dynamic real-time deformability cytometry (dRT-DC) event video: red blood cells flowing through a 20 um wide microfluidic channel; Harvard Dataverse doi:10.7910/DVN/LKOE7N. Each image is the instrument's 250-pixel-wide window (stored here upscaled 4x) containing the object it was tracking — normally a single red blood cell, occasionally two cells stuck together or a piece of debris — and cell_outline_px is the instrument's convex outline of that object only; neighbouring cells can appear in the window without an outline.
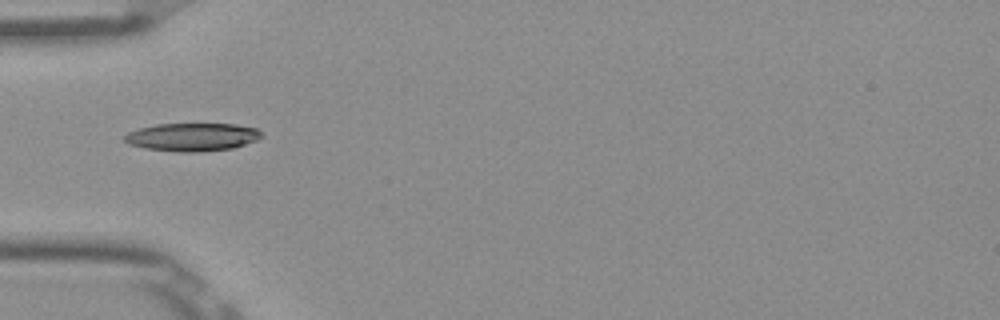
{"species": "Egyptian fruit bat (a non-hibernating species)", "species_latin": "Rousettus aegyptiacus", "temperature_condition": "room temperature", "stored_images_in_passage": 36, "camera_frame_rate_fps": 3000, "um_per_image_px": 0.085, "frame": {"image": 1, "passage_image": 1, "time_ms": 0.0, "image_size_px": [1000, 320], "cell_outline_px": [[264, 136], [256, 140], [232, 148], [196, 152], [180, 152], [144, 148], [128, 144], [124, 140], [124, 136], [128, 132], [140, 128], [156, 124], [236, 124], [256, 128]], "centroid_in_image_um": [16.33, 11.64], "position_along_channel_um": 68.7, "area_um2": 22.31}}
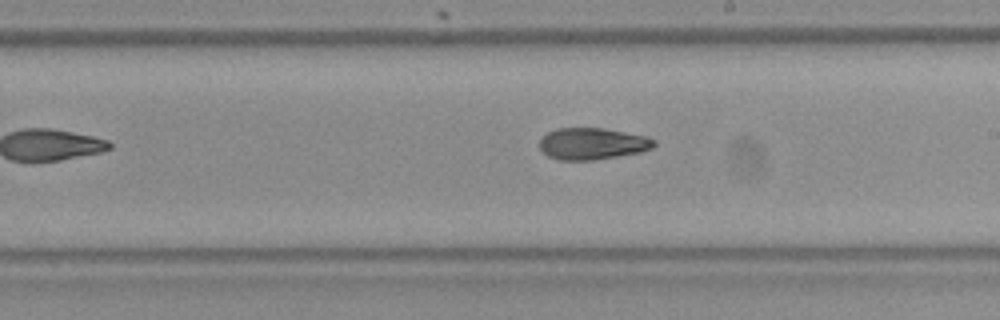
{"frame": {"image": 2, "passage_image": 14, "time_ms": 4.333, "image_size_px": [1000, 320], "cell_outline_px": [[656, 144], [652, 148], [640, 152], [592, 160], [560, 160], [548, 156], [540, 148], [540, 140], [548, 132], [556, 128], [604, 128], [648, 136], [656, 140]], "centroid_in_image_um": [50.37, 12.2], "position_along_channel_um": 238.6, "area_um2": 21.1}}
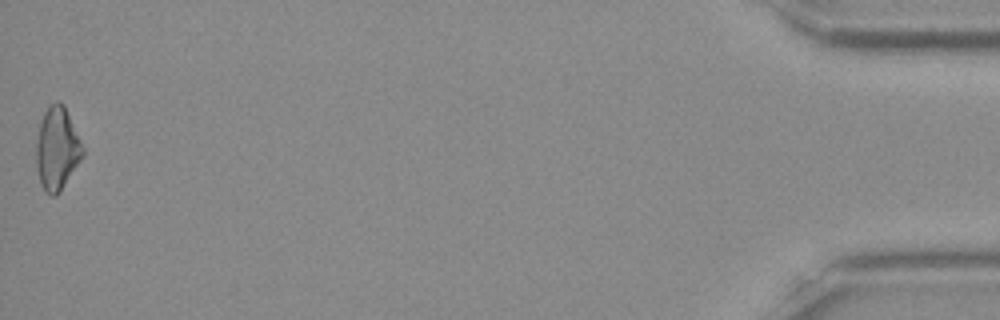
{"frame": {"image": 3, "passage_image": 36, "time_ms": 11.667, "image_size_px": [1000, 320], "cell_outline_px": [[84, 156], [60, 192], [56, 196], [52, 196], [44, 192], [40, 184], [36, 168], [36, 144], [40, 124], [44, 112], [48, 104], [56, 100], [64, 104], [84, 148]], "centroid_in_image_um": [4.85, 12.65], "position_along_channel_um": 430.4, "area_um2": 22.77}, "authors_computed_cell_mechanics": {"area_um2": 21.7039, "velocity_mm_per_s": 3.9124, "shape_relaxation_time_tau1_ms": null, "shape_relaxation_time_tau2_ms": 5.2952, "deformation_change_tau1": null, "deformation_change_tau2": 0.1354}}